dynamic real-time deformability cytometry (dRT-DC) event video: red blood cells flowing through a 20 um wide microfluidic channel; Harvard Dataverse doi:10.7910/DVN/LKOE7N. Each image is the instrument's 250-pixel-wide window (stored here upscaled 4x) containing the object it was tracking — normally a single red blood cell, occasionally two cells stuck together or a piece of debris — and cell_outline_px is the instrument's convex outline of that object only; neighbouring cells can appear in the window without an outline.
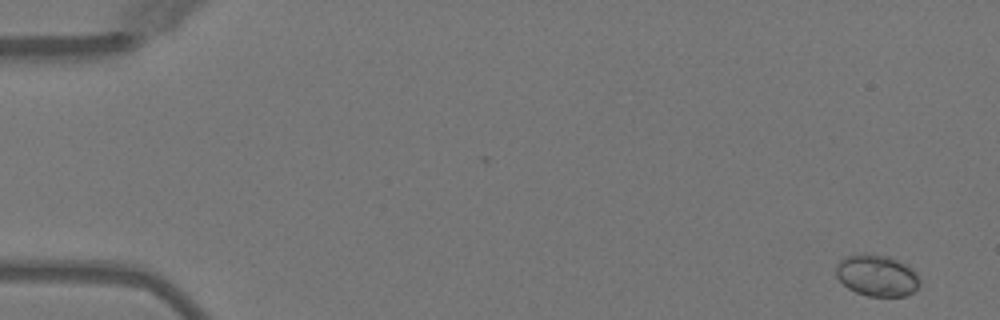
{"species": "Egyptian fruit bat (a non-hibernating species)", "species_latin": "Rousettus aegyptiacus", "temperature_condition": "warm", "stored_images_in_passage": 5, "camera_frame_rate_fps": 3000, "um_per_image_px": 0.085, "animal": {"sex": "female"}, "frame": {"image": 1, "passage_image": 1, "time_ms": 0.0, "image_size_px": [1000, 320], "cell_outline_px": [[920, 284], [912, 292], [904, 296], [868, 296], [856, 292], [848, 288], [836, 276], [836, 264], [840, 260], [848, 256], [864, 252], [888, 256], [900, 260], [912, 268], [920, 276]], "centroid_in_image_um": [74.55, 23.39], "position_along_channel_um": 10.4, "area_um2": 20.46}}
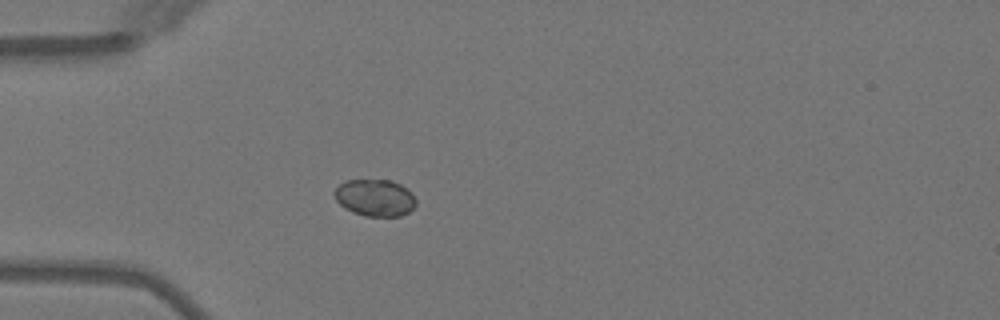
{"frame": {"image": 2, "passage_image": 5, "time_ms": 4.333, "image_size_px": [1000, 320], "cell_outline_px": [[416, 204], [408, 212], [400, 216], [364, 216], [352, 212], [344, 208], [336, 200], [332, 192], [344, 180], [388, 180], [400, 184], [408, 188], [412, 192], [416, 200]], "centroid_in_image_um": [31.86, 16.8], "position_along_channel_um": 53.1, "area_um2": 17.69}}